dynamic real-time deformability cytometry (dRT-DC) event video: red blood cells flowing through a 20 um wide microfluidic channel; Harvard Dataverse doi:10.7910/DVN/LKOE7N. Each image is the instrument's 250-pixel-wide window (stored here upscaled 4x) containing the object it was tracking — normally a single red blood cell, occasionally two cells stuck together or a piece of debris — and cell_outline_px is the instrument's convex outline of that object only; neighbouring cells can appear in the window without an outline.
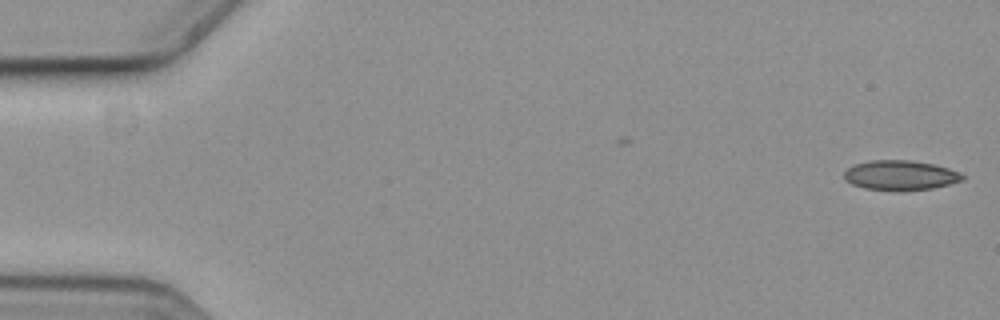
{"species": "common noctule bat (a hibernating species)", "species_latin": "Nyctalus noctula", "temperature_condition": "cold", "stored_images_in_passage": 57, "camera_frame_rate_fps": 3000, "um_per_image_px": 0.085, "animal": {"sex": "female", "body_mass_g": 19.3, "forearm_length_mm": 54.1}, "frame": {"image": 1, "passage_image": 1, "time_ms": 0.0, "image_size_px": [1000, 320], "cell_outline_px": [[964, 180], [932, 188], [864, 188], [852, 184], [844, 180], [844, 172], [848, 168], [856, 164], [868, 160], [908, 160], [932, 164], [948, 168], [960, 172], [964, 176]], "centroid_in_image_um": [76.52, 14.85], "position_along_channel_um": 8.5, "area_um2": 19.71}}
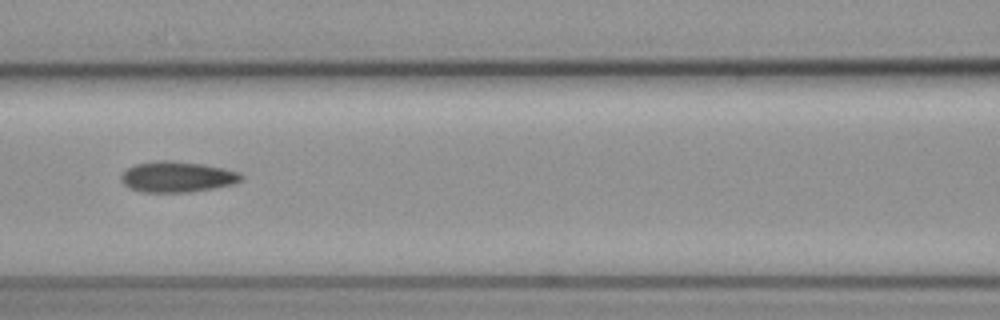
{"frame": {"image": 2, "passage_image": 25, "time_ms": 8.0, "image_size_px": [1000, 320], "cell_outline_px": [[244, 180], [232, 184], [212, 188], [188, 192], [140, 192], [128, 188], [120, 180], [120, 176], [128, 168], [136, 164], [160, 160], [172, 160], [204, 164], [224, 168], [240, 172], [244, 176]], "centroid_in_image_um": [15.07, 15.03], "position_along_channel_um": 151.5, "area_um2": 21.68}}
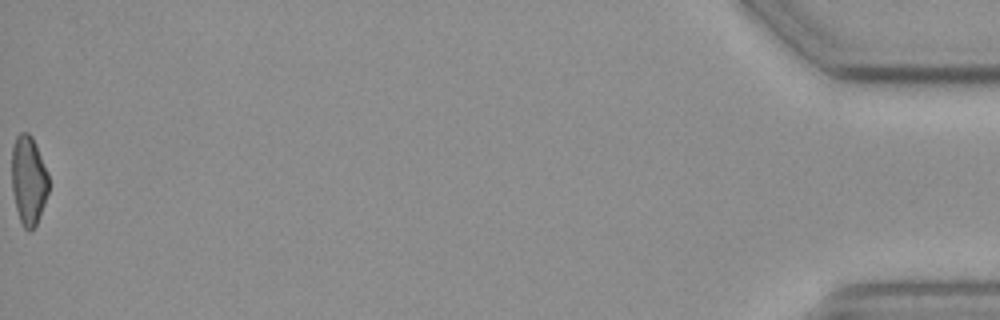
{"frame": {"image": 3, "passage_image": 57, "time_ms": 18.667, "image_size_px": [1000, 320], "cell_outline_px": [[48, 192], [44, 204], [36, 224], [28, 232], [24, 228], [20, 220], [16, 208], [12, 192], [12, 144], [16, 136], [20, 132], [28, 132], [32, 136], [48, 172]], "centroid_in_image_um": [2.41, 15.29], "position_along_channel_um": 432.8, "area_um2": 19.13}, "authors_computed_cell_mechanics": {"area_um2": 20.6346, "velocity_mm_per_s": 3.6505, "shape_relaxation_time_tau1_ms": null, "shape_relaxation_time_tau2_ms": 4.9628, "deformation_change_tau1": null, "deformation_change_tau2": 0.1065}}